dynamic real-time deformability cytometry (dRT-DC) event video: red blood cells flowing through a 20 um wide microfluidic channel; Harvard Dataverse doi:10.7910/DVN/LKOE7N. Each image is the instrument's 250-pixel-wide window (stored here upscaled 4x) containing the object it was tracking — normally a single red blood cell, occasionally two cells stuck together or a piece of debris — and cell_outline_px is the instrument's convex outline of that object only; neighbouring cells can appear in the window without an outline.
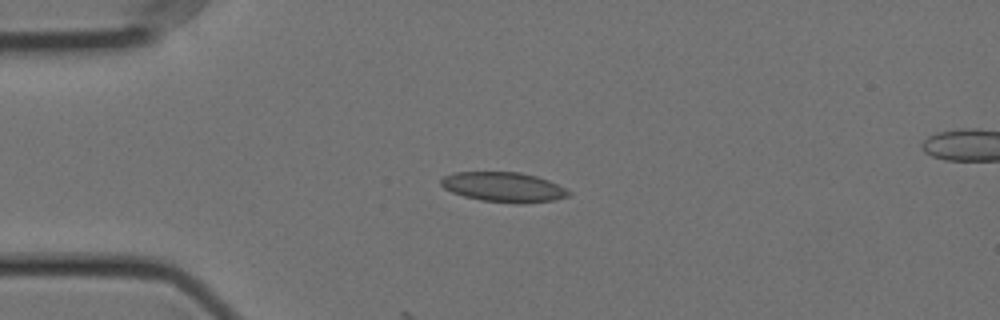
{"species": "Egyptian fruit bat (a non-hibernating species)", "species_latin": "Rousettus aegyptiacus", "temperature_condition": "cold", "stored_images_in_passage": 4, "camera_frame_rate_fps": 3000, "um_per_image_px": 0.085, "animal": {"sex": "female"}, "frame": {"image": 1, "passage_image": 2, "time_ms": 0.333, "image_size_px": [1000, 320], "cell_outline_px": [[572, 192], [568, 196], [556, 200], [516, 204], [480, 200], [464, 196], [452, 192], [444, 188], [440, 184], [440, 180], [444, 176], [456, 172], [520, 172], [536, 176], [548, 180]], "centroid_in_image_um": [42.8, 15.91], "position_along_channel_um": 42.2, "area_um2": 22.2}}